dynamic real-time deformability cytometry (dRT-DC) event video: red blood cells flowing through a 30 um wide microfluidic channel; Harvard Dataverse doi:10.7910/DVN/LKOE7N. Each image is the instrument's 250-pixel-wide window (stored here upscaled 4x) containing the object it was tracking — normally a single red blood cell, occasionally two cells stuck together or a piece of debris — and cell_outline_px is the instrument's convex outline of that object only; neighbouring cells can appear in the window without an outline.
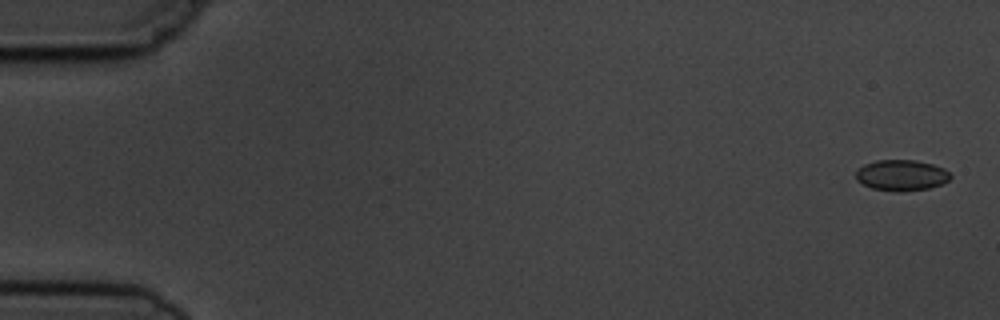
{"species": "common noctule bat (a hibernating species)", "species_latin": "Nyctalus noctula", "temperature_condition": "cold", "stored_images_in_passage": 6, "camera_frame_rate_fps": 3000, "um_per_image_px": 0.085, "animal": {"sex": "male", "body_mass_g": 19.5, "forearm_length_mm": 54.6}, "frame": {"image": 1, "passage_image": 1, "time_ms": 0.0, "image_size_px": [1000, 320], "cell_outline_px": [[952, 176], [948, 180], [940, 184], [928, 188], [904, 192], [896, 192], [872, 188], [856, 180], [856, 168], [864, 164], [876, 160], [916, 160], [932, 164], [944, 168]], "centroid_in_image_um": [76.59, 14.89], "position_along_channel_um": 8.4, "area_um2": 17.11}}
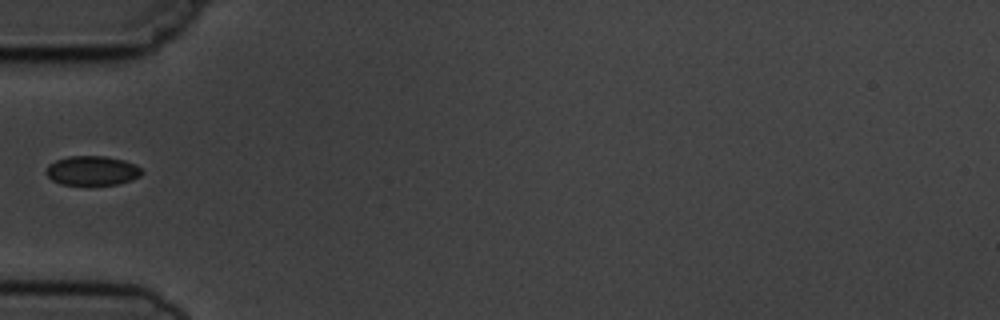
{"frame": {"image": 2, "passage_image": 5, "time_ms": 5.667, "image_size_px": [1000, 320], "cell_outline_px": [[144, 172], [140, 176], [132, 180], [116, 184], [88, 188], [60, 184], [52, 180], [44, 172], [48, 164], [56, 160], [68, 156], [104, 156], [124, 160], [136, 164]], "centroid_in_image_um": [7.81, 14.55], "position_along_channel_um": 77.2, "area_um2": 17.22}}
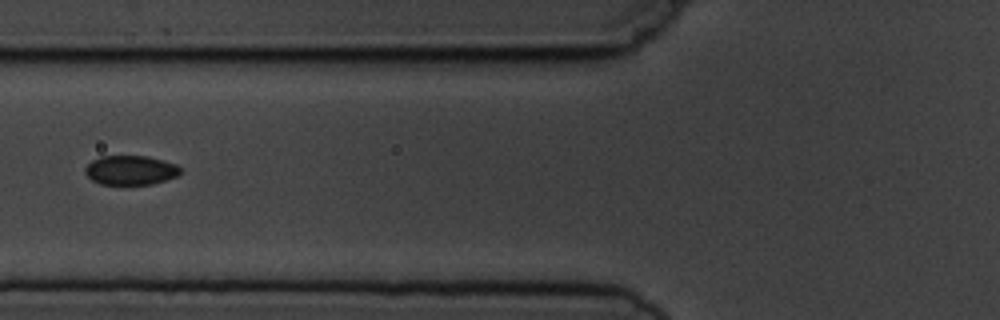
{"frame": {"image": 3, "passage_image": 6, "time_ms": 6.667, "image_size_px": [1000, 320], "cell_outline_px": [[184, 172], [176, 176], [152, 184], [100, 184], [92, 180], [84, 172], [84, 168], [92, 160], [100, 156], [148, 156], [176, 164]], "centroid_in_image_um": [11.09, 14.46], "position_along_channel_um": 114.7, "area_um2": 16.3}}